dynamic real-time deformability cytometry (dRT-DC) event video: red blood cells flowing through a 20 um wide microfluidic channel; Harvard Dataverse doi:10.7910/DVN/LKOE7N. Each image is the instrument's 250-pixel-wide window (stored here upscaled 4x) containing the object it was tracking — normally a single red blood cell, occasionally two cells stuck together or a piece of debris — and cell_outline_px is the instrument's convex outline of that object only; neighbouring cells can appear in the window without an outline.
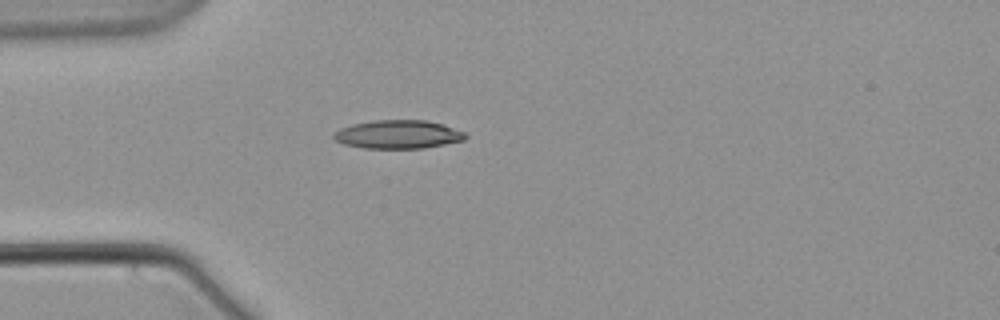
{"species": "common noctule bat (a hibernating species)", "species_latin": "Nyctalus noctula", "temperature_condition": "warm", "stored_images_in_passage": 1, "camera_frame_rate_fps": 3000, "um_per_image_px": 0.085, "animal": {"sex": "male", "body_mass_g": 21.5, "forearm_length_mm": 52.0}, "frame": {"image": 1, "passage_image": 1, "time_ms": 0.0, "image_size_px": [1000, 320], "cell_outline_px": [[468, 136], [464, 140], [424, 148], [364, 148], [344, 144], [336, 140], [332, 136], [340, 128], [352, 124], [376, 120], [424, 120], [440, 124], [464, 132]], "centroid_in_image_um": [33.82, 11.43], "position_along_channel_um": 51.2, "area_um2": 21.56}}